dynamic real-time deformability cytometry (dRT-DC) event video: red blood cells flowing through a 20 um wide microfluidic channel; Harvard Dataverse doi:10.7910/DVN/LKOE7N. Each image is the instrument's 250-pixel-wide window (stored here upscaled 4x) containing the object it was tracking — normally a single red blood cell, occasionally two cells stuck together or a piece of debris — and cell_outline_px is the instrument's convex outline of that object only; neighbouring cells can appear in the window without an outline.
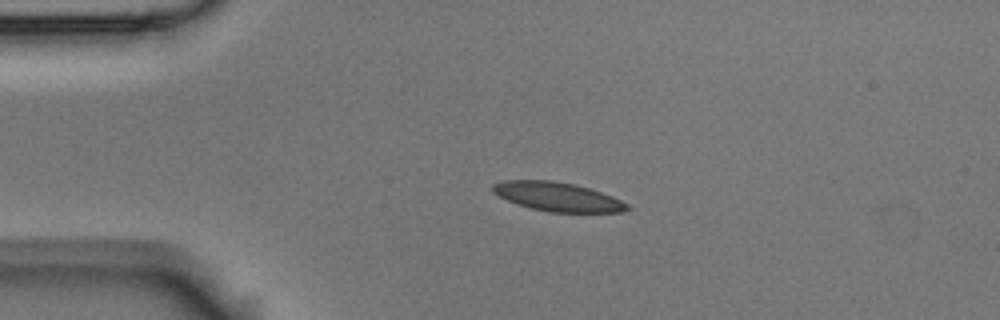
{"species": "Egyptian fruit bat (a non-hibernating species)", "species_latin": "Rousettus aegyptiacus", "temperature_condition": "room temperature", "stored_images_in_passage": 3, "camera_frame_rate_fps": 3000, "um_per_image_px": 0.085, "animal": {"sex": "male"}, "frame": {"image": 1, "passage_image": 2, "time_ms": 0.333, "image_size_px": [1000, 320], "cell_outline_px": [[632, 208], [624, 212], [552, 212], [532, 208], [508, 200], [492, 192], [492, 184], [504, 180], [552, 180], [576, 184], [612, 196], [628, 204]], "centroid_in_image_um": [47.42, 16.71], "position_along_channel_um": 37.6, "area_um2": 22.54}}
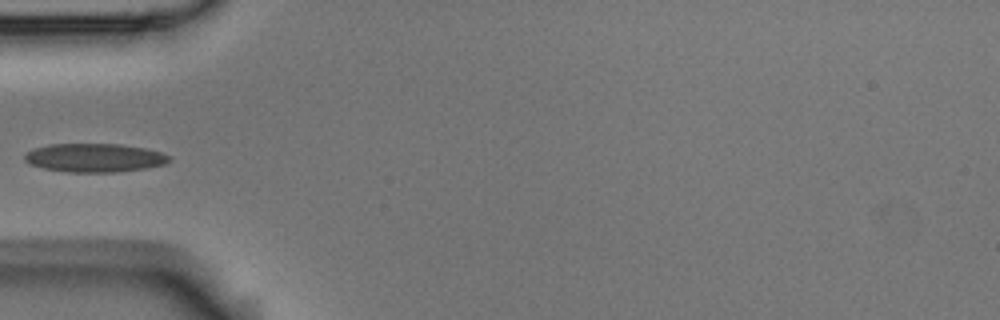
{"frame": {"image": 2, "passage_image": 3, "time_ms": 0.667, "image_size_px": [1000, 320], "cell_outline_px": [[172, 160], [164, 164], [144, 168], [116, 172], [68, 172], [44, 168], [28, 164], [24, 160], [24, 152], [32, 148], [48, 144], [120, 144], [144, 148], [160, 152], [172, 156]], "centroid_in_image_um": [7.99, 13.4], "position_along_channel_um": 77.0, "area_um2": 24.28}}